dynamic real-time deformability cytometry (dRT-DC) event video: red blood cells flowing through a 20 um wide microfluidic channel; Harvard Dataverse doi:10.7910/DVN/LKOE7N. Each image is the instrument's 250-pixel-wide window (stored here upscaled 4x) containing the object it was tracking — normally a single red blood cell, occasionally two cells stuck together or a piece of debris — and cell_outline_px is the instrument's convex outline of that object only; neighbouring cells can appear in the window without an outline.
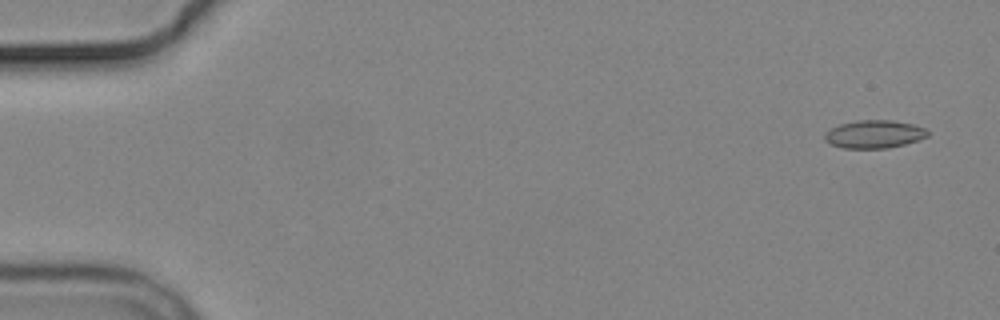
{"species": "common noctule bat (a hibernating species)", "species_latin": "Nyctalus noctula", "temperature_condition": "cold", "stored_images_in_passage": 5, "camera_frame_rate_fps": 3000, "um_per_image_px": 0.085, "animal": {"sex": "male", "body_mass_g": 19.2, "forearm_length_mm": 51.8}, "frame": {"image": 1, "passage_image": 1, "time_ms": 0.0, "image_size_px": [1000, 320], "cell_outline_px": [[928, 136], [920, 140], [888, 148], [844, 148], [832, 144], [824, 140], [824, 132], [840, 124], [856, 120], [892, 120], [912, 124], [924, 128], [928, 132]], "centroid_in_image_um": [74.3, 11.4], "position_along_channel_um": 10.7, "area_um2": 16.76}}
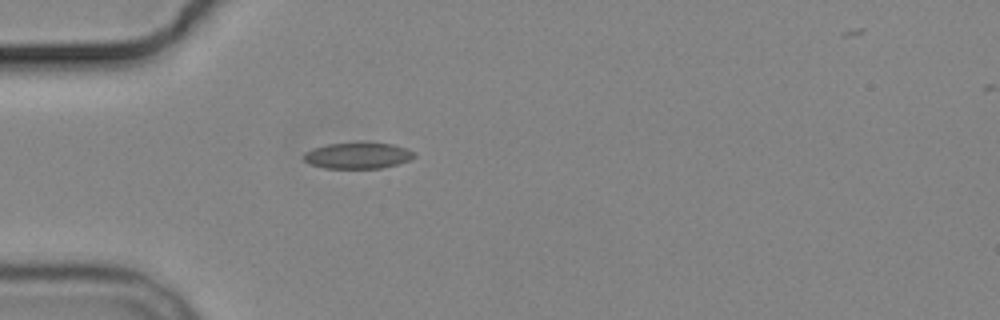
{"frame": {"image": 2, "passage_image": 4, "time_ms": 4.667, "image_size_px": [1000, 320], "cell_outline_px": [[416, 156], [408, 160], [396, 164], [380, 168], [324, 168], [308, 164], [304, 160], [304, 152], [312, 148], [328, 144], [392, 144], [416, 152]], "centroid_in_image_um": [30.37, 13.24], "position_along_channel_um": 54.6, "area_um2": 16.42}}